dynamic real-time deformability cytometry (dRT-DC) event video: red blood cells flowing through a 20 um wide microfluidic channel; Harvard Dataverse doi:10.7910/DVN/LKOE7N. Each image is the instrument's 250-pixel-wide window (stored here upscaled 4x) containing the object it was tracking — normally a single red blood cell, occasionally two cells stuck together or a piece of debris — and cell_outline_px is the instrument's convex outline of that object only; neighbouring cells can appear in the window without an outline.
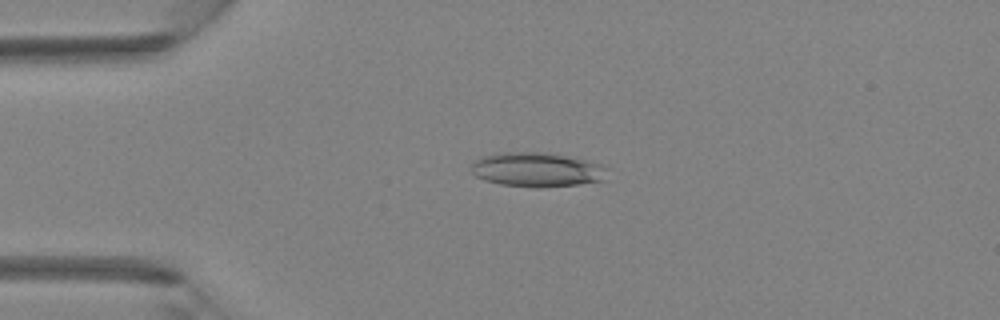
{"species": "Egyptian fruit bat (a non-hibernating species)", "species_latin": "Rousettus aegyptiacus", "temperature_condition": "room temperature", "stored_images_in_passage": 44, "camera_frame_rate_fps": 3000, "um_per_image_px": 0.085, "animal": {"sex": "female"}, "frame": {"image": 1, "passage_image": 10, "time_ms": 3.0, "image_size_px": [1000, 320], "cell_outline_px": [[608, 168], [604, 180], [576, 184], [540, 188], [536, 188], [500, 184], [484, 180], [476, 176], [472, 172], [472, 164], [480, 156], [500, 152], [548, 152], [568, 156], [604, 164]], "centroid_in_image_um": [45.65, 14.41], "position_along_channel_um": 39.4, "area_um2": 27.51}}
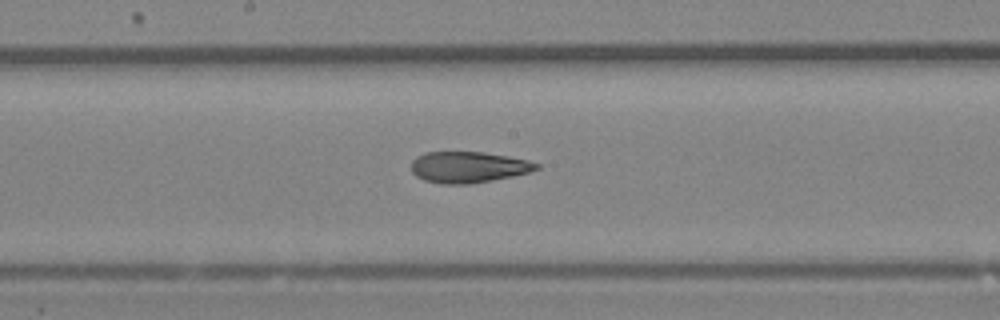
{"frame": {"image": 2, "passage_image": 23, "time_ms": 7.333, "image_size_px": [1000, 320], "cell_outline_px": [[540, 168], [528, 172], [512, 176], [492, 180], [468, 184], [440, 184], [424, 180], [416, 176], [412, 172], [412, 160], [416, 156], [424, 152], [484, 152], [508, 156], [528, 160], [540, 164]], "centroid_in_image_um": [39.79, 14.2], "position_along_channel_um": 208.4, "area_um2": 22.77}}
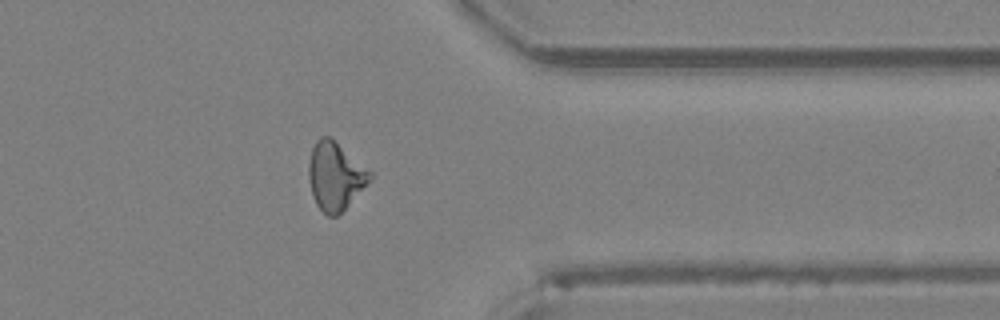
{"frame": {"image": 3, "passage_image": 35, "time_ms": 11.333, "image_size_px": [1000, 320], "cell_outline_px": [[372, 176], [348, 204], [336, 216], [328, 216], [316, 204], [312, 196], [308, 180], [308, 164], [312, 148], [316, 140], [320, 136], [328, 136], [372, 172]], "centroid_in_image_um": [28.43, 14.96], "position_along_channel_um": 383.0, "area_um2": 23.58}}